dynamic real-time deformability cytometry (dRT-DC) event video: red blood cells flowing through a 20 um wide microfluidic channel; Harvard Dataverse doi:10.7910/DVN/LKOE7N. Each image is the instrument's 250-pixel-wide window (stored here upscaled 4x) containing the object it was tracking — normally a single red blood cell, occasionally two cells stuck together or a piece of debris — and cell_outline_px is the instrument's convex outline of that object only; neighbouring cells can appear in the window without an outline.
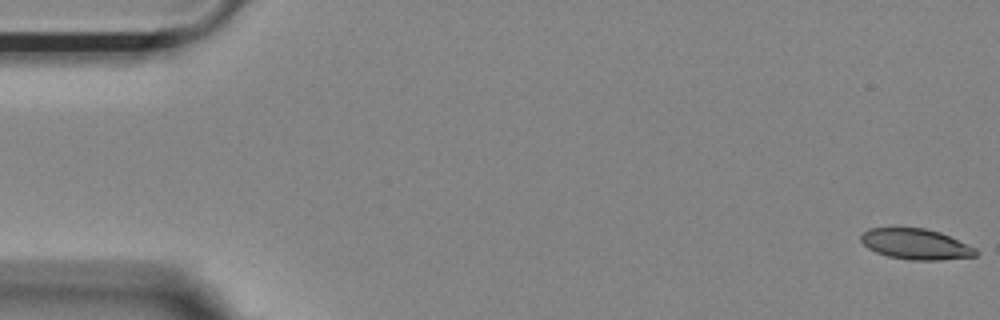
{"species": "Egyptian fruit bat (a non-hibernating species)", "species_latin": "Rousettus aegyptiacus", "temperature_condition": "room temperature", "stored_images_in_passage": 54, "camera_frame_rate_fps": 3000, "um_per_image_px": 0.085, "animal": {"sex": "female"}, "frame": {"image": 1, "passage_image": 1, "time_ms": 0.0, "image_size_px": [1000, 320], "cell_outline_px": [[972, 256], [896, 256], [880, 252], [872, 248], [864, 240], [864, 236], [868, 232], [876, 228], [916, 228], [936, 232], [948, 236], [972, 252]], "centroid_in_image_um": [77.69, 20.65], "position_along_channel_um": 7.3, "area_um2": 16.7}}
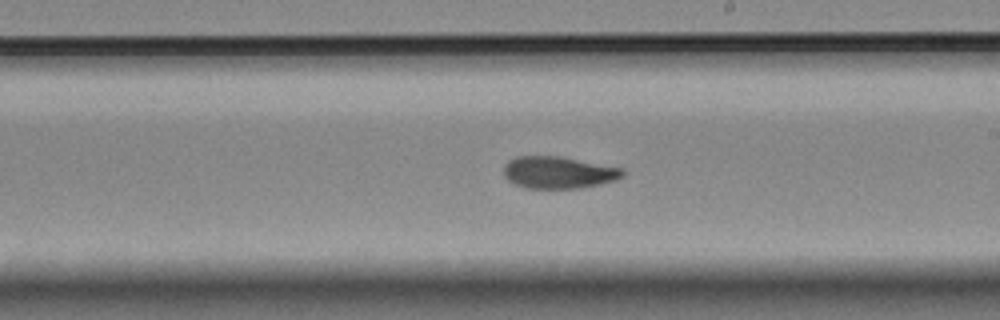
{"frame": {"image": 2, "passage_image": 31, "time_ms": 10.0, "image_size_px": [1000, 320], "cell_outline_px": [[620, 172], [616, 176], [600, 180], [580, 184], [528, 184], [512, 176], [508, 172], [508, 168], [516, 160], [564, 160], [608, 168]], "centroid_in_image_um": [47.45, 14.63], "position_along_channel_um": 241.6, "area_um2": 15.03}}
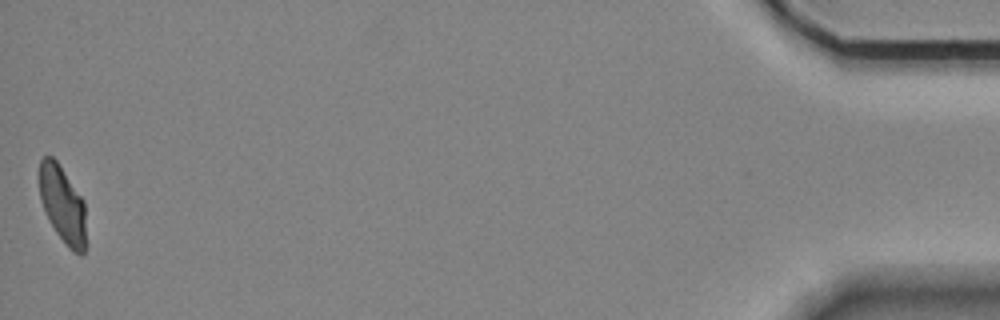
{"frame": {"image": 3, "passage_image": 54, "time_ms": 17.667, "image_size_px": [1000, 320], "cell_outline_px": [[84, 252], [76, 252], [64, 240], [56, 228], [44, 204], [40, 192], [40, 164], [44, 156], [48, 156], [60, 168], [84, 204]], "centroid_in_image_um": [5.32, 17.35], "position_along_channel_um": 429.9, "area_um2": 18.44}}